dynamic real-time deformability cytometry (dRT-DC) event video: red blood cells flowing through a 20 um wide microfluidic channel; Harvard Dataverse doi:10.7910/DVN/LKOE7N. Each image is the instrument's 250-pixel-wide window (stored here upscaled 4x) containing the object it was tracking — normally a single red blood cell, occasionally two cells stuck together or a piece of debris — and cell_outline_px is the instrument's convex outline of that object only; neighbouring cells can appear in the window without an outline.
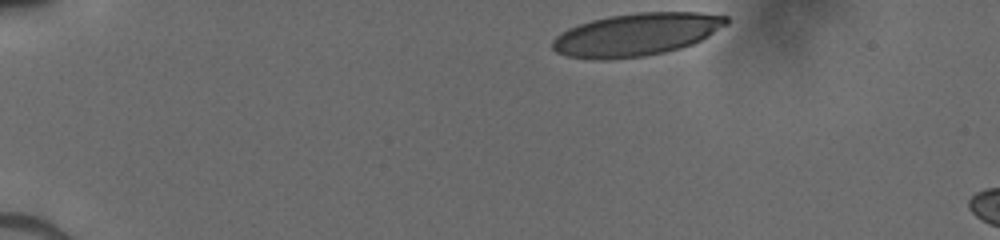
{"species": "human", "species_latin": "Homo sapiens", "temperature_condition": "cold", "stored_images_in_passage": 7, "camera_frame_rate_fps": 3000, "um_per_image_px": 0.085, "donor": {"sex": "male"}, "frame": {"image": 1, "passage_image": 1, "time_ms": 0.0, "image_size_px": [1000, 240], "cell_outline_px": [[728, 24], [708, 36], [692, 44], [680, 48], [664, 52], [644, 56], [608, 60], [592, 60], [568, 56], [556, 52], [552, 48], [552, 40], [560, 32], [568, 28], [592, 20], [608, 16], [636, 12], [700, 12], [728, 16]], "centroid_in_image_um": [54.07, 2.93], "position_along_channel_um": 30.9, "area_um2": 43.47}}